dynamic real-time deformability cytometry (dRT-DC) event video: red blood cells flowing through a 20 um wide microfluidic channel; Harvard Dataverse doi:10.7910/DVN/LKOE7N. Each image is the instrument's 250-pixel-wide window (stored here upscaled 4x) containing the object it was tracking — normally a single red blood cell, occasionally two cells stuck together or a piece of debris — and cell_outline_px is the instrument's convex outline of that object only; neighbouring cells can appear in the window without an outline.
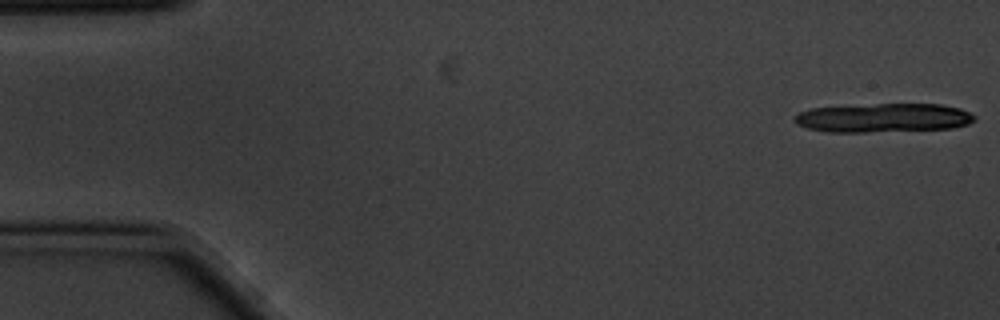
{"species": "common noctule bat (a hibernating species)", "species_latin": "Nyctalus noctula", "temperature_condition": "cold", "stored_images_in_passage": 6, "camera_frame_rate_fps": 3000, "um_per_image_px": 0.085, "animal": {"sex": "male", "body_mass_g": 20.1, "forearm_length_mm": 53.5}, "frame": {"image": 1, "passage_image": 1, "time_ms": 0.0, "image_size_px": [1000, 320], "cell_outline_px": [[976, 120], [968, 124], [952, 128], [864, 132], [828, 132], [808, 128], [796, 124], [792, 116], [808, 108], [876, 104], [940, 104], [960, 108], [976, 116]], "centroid_in_image_um": [75.07, 10.01], "position_along_channel_um": 9.9, "area_um2": 30.4}}
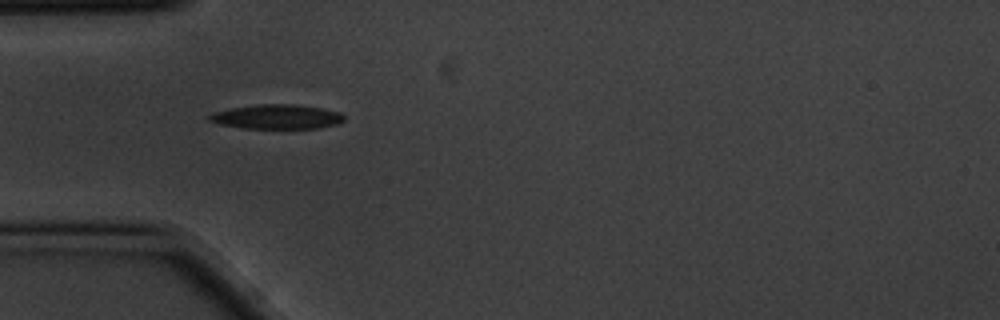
{"frame": {"image": 2, "passage_image": 5, "time_ms": 1.333, "image_size_px": [1000, 320], "cell_outline_px": [[344, 120], [340, 124], [320, 128], [244, 128], [220, 124], [208, 120], [208, 116], [212, 112], [232, 108], [260, 104], [292, 104], [320, 108], [340, 112], [344, 116]], "centroid_in_image_um": [23.55, 9.93], "position_along_channel_um": 61.4, "area_um2": 19.13}}